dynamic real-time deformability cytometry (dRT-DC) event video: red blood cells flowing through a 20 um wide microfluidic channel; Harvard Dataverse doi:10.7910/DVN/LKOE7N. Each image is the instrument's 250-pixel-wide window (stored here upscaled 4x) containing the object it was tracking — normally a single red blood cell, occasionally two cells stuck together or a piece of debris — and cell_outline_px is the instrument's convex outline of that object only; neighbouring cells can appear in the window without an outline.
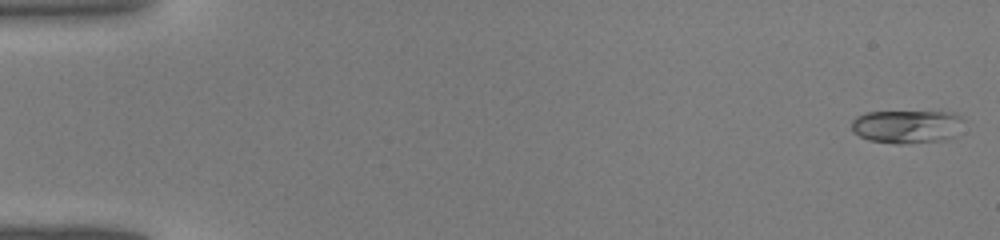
{"species": "common noctule bat (a hibernating species)", "species_latin": "Nyctalus noctula", "temperature_condition": "warm", "stored_images_in_passage": 43, "camera_frame_rate_fps": 3000, "um_per_image_px": 0.085, "animal": {"sex": "male", "body_mass_g": 19.0, "forearm_length_mm": 50.8}, "frame": {"image": 1, "passage_image": 1, "time_ms": 0.0, "image_size_px": [1000, 240], "cell_outline_px": [[964, 120], [952, 136], [944, 140], [900, 144], [896, 144], [868, 140], [852, 132], [852, 120], [856, 116], [864, 112], [952, 112], [960, 116]], "centroid_in_image_um": [77.02, 10.75], "position_along_channel_um": 8.0, "area_um2": 21.62}}
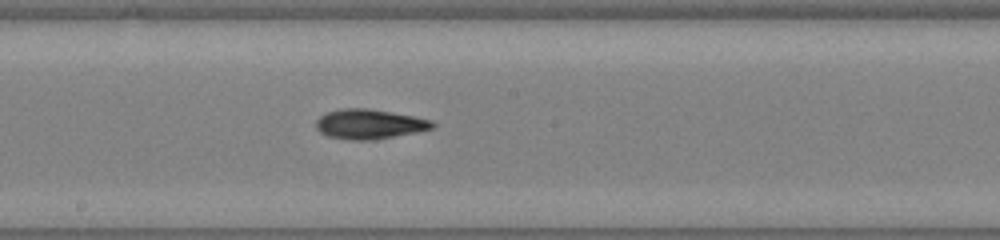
{"frame": {"image": 2, "passage_image": 24, "time_ms": 7.667, "image_size_px": [1000, 240], "cell_outline_px": [[436, 124], [432, 128], [416, 132], [372, 140], [352, 140], [328, 136], [320, 132], [316, 128], [316, 120], [320, 116], [328, 112], [340, 108], [368, 108], [416, 116], [432, 120]], "centroid_in_image_um": [31.4, 10.54], "position_along_channel_um": 216.8, "area_um2": 20.17}}
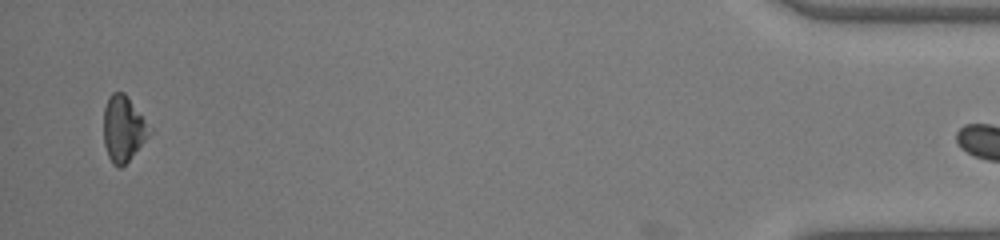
{"frame": {"image": 3, "passage_image": 42, "time_ms": 13.667, "image_size_px": [1000, 240], "cell_outline_px": [[152, 132], [128, 160], [120, 168], [112, 164], [108, 156], [104, 144], [104, 108], [108, 96], [112, 92], [124, 92], [152, 128]], "centroid_in_image_um": [10.47, 10.92], "position_along_channel_um": 424.7, "area_um2": 17.46}}